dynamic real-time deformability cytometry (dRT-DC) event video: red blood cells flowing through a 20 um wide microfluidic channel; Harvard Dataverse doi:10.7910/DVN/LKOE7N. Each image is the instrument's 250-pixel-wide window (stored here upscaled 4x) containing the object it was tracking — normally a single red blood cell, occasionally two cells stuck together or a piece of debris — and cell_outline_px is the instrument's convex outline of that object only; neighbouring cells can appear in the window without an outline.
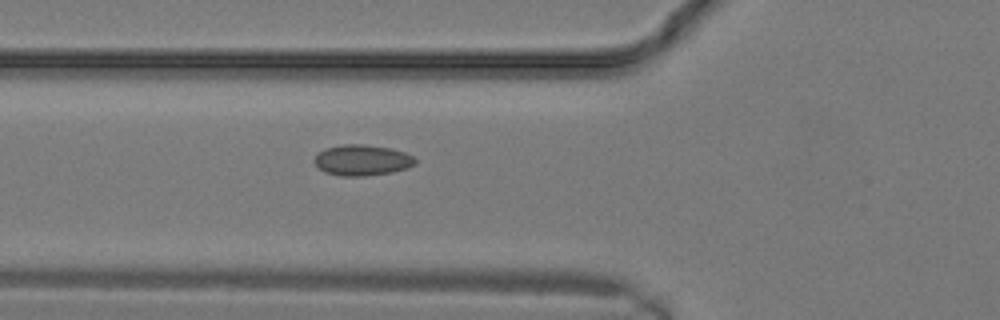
{"species": "common noctule bat (a hibernating species)", "species_latin": "Nyctalus noctula", "temperature_condition": "warm", "stored_images_in_passage": 2, "camera_frame_rate_fps": 3000, "um_per_image_px": 0.085, "animal": {"sex": "male", "body_mass_g": 19.2, "forearm_length_mm": 51.8}, "frame": {"image": 1, "passage_image": 2, "time_ms": 0.333, "image_size_px": [1000, 320], "cell_outline_px": [[416, 164], [408, 168], [392, 172], [364, 176], [340, 176], [324, 172], [312, 160], [324, 148], [344, 144], [364, 144], [392, 148], [404, 152], [412, 156], [416, 160]], "centroid_in_image_um": [30.79, 13.61], "position_along_channel_um": 95.0, "area_um2": 18.21}}